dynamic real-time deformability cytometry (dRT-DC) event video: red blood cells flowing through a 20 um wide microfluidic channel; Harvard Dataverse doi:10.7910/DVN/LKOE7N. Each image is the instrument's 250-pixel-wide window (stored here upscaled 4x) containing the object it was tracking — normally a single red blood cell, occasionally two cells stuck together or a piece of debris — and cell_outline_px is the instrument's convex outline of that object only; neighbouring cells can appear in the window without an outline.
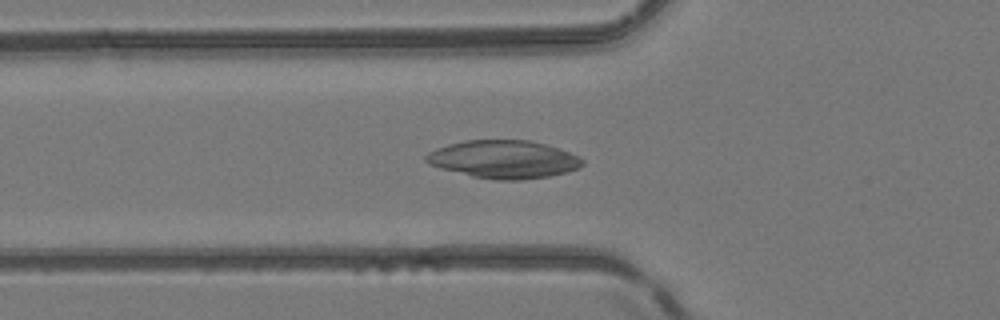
{"species": "common noctule bat (a hibernating species)", "species_latin": "Nyctalus noctula", "temperature_condition": "room temperature", "stored_images_in_passage": 51, "camera_frame_rate_fps": 3000, "um_per_image_px": 0.085, "animal": {"sex": "female", "body_mass_g": 24.6, "forearm_length_mm": 56.2}, "frame": {"image": 1, "passage_image": 19, "time_ms": 6.0, "image_size_px": [1000, 320], "cell_outline_px": [[584, 164], [580, 168], [568, 172], [548, 176], [520, 180], [496, 180], [472, 176], [440, 168], [428, 164], [424, 160], [424, 156], [428, 152], [436, 148], [448, 144], [464, 140], [528, 140], [544, 144], [580, 156], [584, 160]], "centroid_in_image_um": [42.8, 13.54], "position_along_channel_um": 83.0, "area_um2": 34.68}}
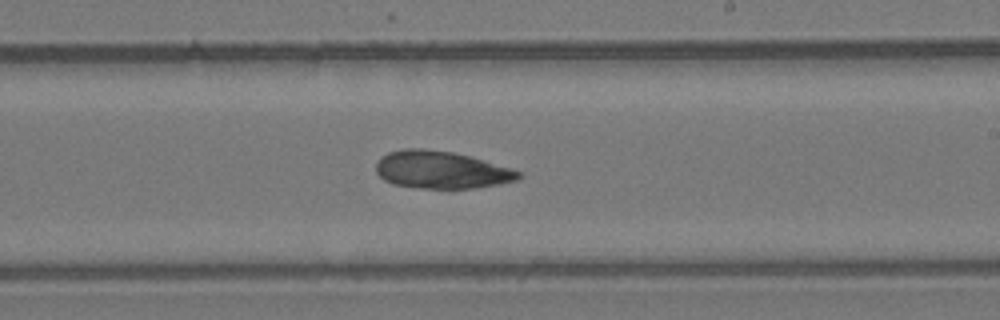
{"frame": {"image": 2, "passage_image": 31, "time_ms": 10.0, "image_size_px": [1000, 320], "cell_outline_px": [[524, 176], [516, 180], [500, 184], [476, 188], [420, 188], [392, 184], [384, 180], [376, 172], [376, 164], [380, 156], [388, 152], [404, 148], [424, 148], [452, 152], [468, 156], [508, 168], [520, 172]], "centroid_in_image_um": [37.45, 14.44], "position_along_channel_um": 251.5, "area_um2": 30.98}}
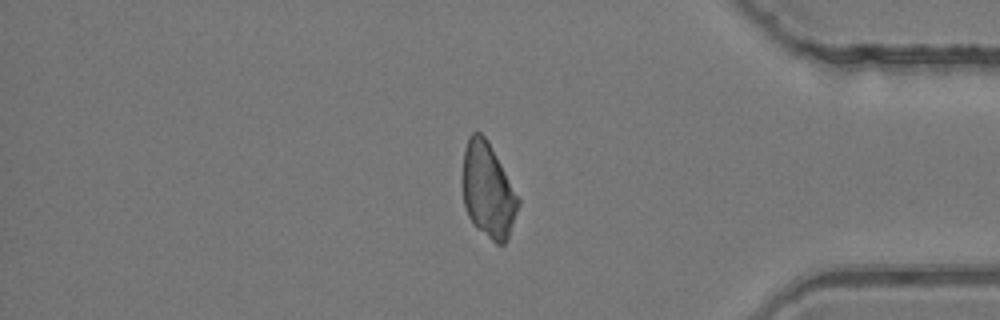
{"frame": {"image": 3, "passage_image": 43, "time_ms": 14.0, "image_size_px": [1000, 320], "cell_outline_px": [[520, 204], [508, 240], [504, 244], [496, 244], [476, 228], [468, 216], [464, 204], [464, 148], [468, 136], [472, 132], [480, 132], [488, 140], [520, 200]], "centroid_in_image_um": [41.5, 16.21], "position_along_channel_um": 393.7, "area_um2": 30.58}}